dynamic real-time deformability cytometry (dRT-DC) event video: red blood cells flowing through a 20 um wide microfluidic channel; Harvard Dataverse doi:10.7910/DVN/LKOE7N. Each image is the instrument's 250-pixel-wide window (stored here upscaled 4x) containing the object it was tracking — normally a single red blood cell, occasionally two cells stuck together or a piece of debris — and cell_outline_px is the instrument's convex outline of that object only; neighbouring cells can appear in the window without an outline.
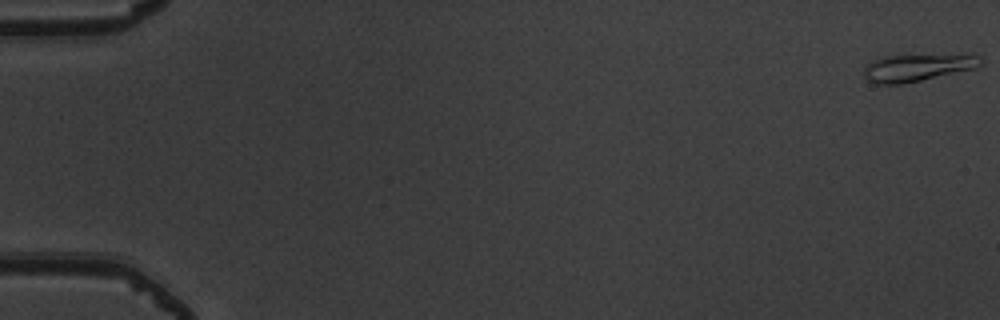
{"species": "common noctule bat (a hibernating species)", "species_latin": "Nyctalus noctula", "temperature_condition": "warm", "stored_images_in_passage": 53, "camera_frame_rate_fps": 3000, "um_per_image_px": 0.085, "animal": {"sex": "male", "body_mass_g": 19.5, "forearm_length_mm": 54.6}, "frame": {"image": 1, "passage_image": 1, "time_ms": 0.0, "image_size_px": [1000, 320], "cell_outline_px": [[984, 60], [976, 68], [904, 84], [876, 84], [868, 80], [864, 76], [864, 68], [872, 60], [880, 56], [980, 56]], "centroid_in_image_um": [77.9, 5.77], "position_along_channel_um": 7.1, "area_um2": 18.03}}
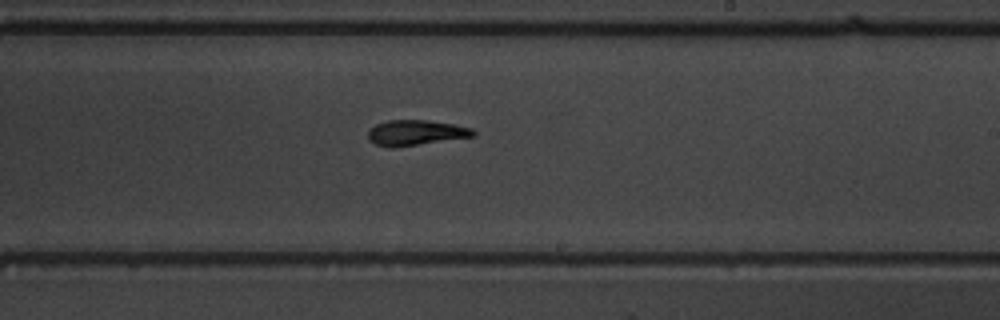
{"frame": {"image": 2, "passage_image": 33, "time_ms": 10.667, "image_size_px": [1000, 320], "cell_outline_px": [[476, 136], [392, 148], [388, 148], [376, 144], [368, 140], [368, 132], [376, 124], [388, 120], [428, 120], [456, 124], [472, 128], [476, 132]], "centroid_in_image_um": [35.36, 11.28], "position_along_channel_um": 253.6, "area_um2": 15.66}}
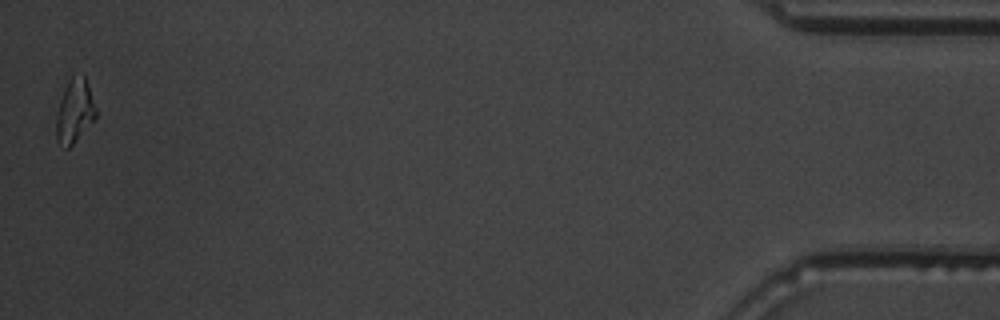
{"frame": {"image": 3, "passage_image": 53, "time_ms": 17.333, "image_size_px": [1000, 320], "cell_outline_px": [[96, 116], [72, 144], [68, 148], [64, 148], [56, 140], [56, 116], [60, 100], [64, 88], [68, 80], [72, 76], [84, 72], [96, 108]], "centroid_in_image_um": [6.33, 9.39], "position_along_channel_um": 428.9, "area_um2": 14.62}, "authors_computed_cell_mechanics": {"area_um2": 15.4904, "velocity_mm_per_s": 3.9084, "shape_relaxation_time_tau1_ms": 3.655, "shape_relaxation_time_tau2_ms": 1.7087, "deformation_change_tau1": 0.1625, "deformation_change_tau2": 0.085}}